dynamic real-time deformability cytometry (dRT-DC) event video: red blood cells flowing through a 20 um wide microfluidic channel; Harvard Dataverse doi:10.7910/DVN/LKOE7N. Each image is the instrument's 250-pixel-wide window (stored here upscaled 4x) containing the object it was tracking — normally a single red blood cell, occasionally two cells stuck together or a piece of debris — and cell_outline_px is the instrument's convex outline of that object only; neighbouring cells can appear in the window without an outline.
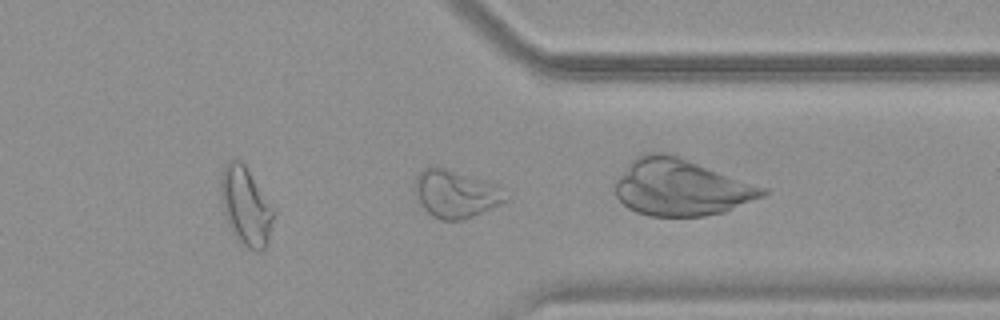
{"species": "common noctule bat (a hibernating species)", "species_latin": "Nyctalus noctula", "temperature_condition": "warm", "stored_images_in_passage": 37, "camera_frame_rate_fps": 3000, "um_per_image_px": 0.085, "animal": {"sex": "female", "body_mass_g": 19.9}, "frame": {"image": 1, "passage_image": 27, "time_ms": 8.667, "image_size_px": [1000, 320], "cell_outline_px": [[512, 196], [508, 200], [464, 220], [440, 220], [432, 216], [420, 204], [416, 196], [416, 176], [428, 164], [432, 164], [488, 180], [496, 184]], "centroid_in_image_um": [38.76, 16.45], "position_along_channel_um": 372.6, "area_um2": 25.66}, "authors_computed_cell_mechanics": {"area_um2": 22.1952, "velocity_mm_per_s": 3.8954, "shape_relaxation_time_tau1_ms": null, "shape_relaxation_time_tau2_ms": 1.8953, "deformation_change_tau1": null, "deformation_change_tau2": 0.1019}}